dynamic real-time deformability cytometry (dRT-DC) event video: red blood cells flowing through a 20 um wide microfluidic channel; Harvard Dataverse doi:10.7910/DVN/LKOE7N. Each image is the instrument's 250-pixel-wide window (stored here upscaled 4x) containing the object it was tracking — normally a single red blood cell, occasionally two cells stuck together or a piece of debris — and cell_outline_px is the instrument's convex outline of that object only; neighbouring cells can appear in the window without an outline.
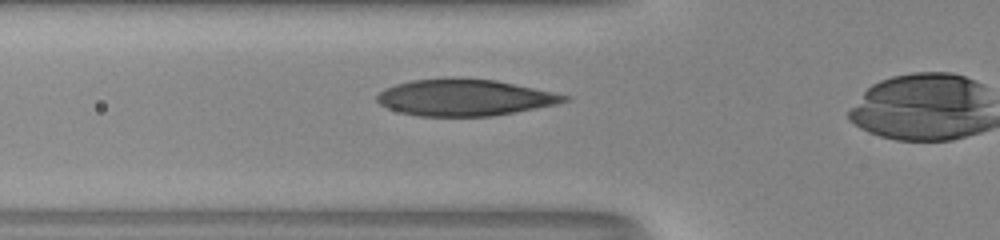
{"species": "human", "species_latin": "Homo sapiens", "temperature_condition": "room temperature", "stored_images_in_passage": 12, "camera_frame_rate_fps": 3000, "um_per_image_px": 0.085, "donor": {"sex": "male"}, "frame": {"image": 1, "passage_image": 7, "time_ms": 2.0, "image_size_px": [1000, 240], "cell_outline_px": [[568, 100], [556, 104], [492, 116], [420, 116], [400, 112], [388, 108], [380, 104], [376, 100], [376, 96], [384, 88], [396, 84], [412, 80], [444, 76], [448, 76], [496, 80], [552, 92], [568, 96]], "centroid_in_image_um": [39.42, 8.27], "position_along_channel_um": 86.4, "area_um2": 39.94}}